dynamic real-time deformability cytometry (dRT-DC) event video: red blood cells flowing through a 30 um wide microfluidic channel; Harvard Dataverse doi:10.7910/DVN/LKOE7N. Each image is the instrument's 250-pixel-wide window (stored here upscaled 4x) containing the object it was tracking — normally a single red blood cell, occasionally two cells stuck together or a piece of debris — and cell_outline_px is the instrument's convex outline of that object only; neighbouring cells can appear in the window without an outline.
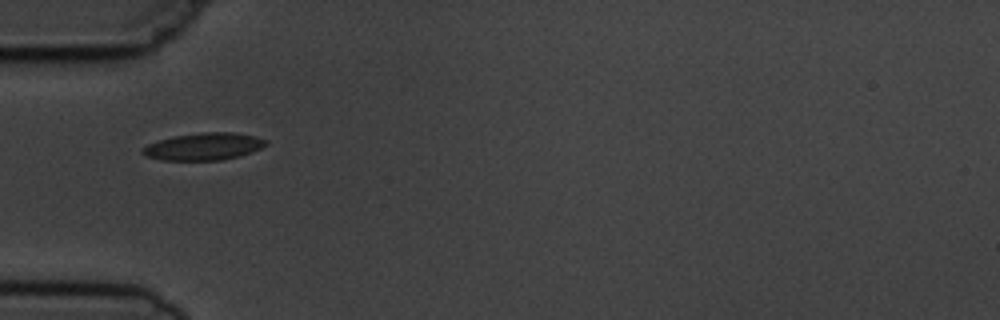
{"species": "common noctule bat (a hibernating species)", "species_latin": "Nyctalus noctula", "temperature_condition": "cold", "stored_images_in_passage": 2, "camera_frame_rate_fps": 3000, "um_per_image_px": 0.085, "animal": {"sex": "male", "body_mass_g": 19.5, "forearm_length_mm": 54.6}, "frame": {"image": 1, "passage_image": 1, "time_ms": 0.0, "image_size_px": [1000, 320], "cell_outline_px": [[268, 144], [252, 152], [240, 156], [220, 160], [160, 160], [144, 156], [140, 152], [140, 148], [148, 144], [172, 136], [204, 132], [236, 132], [268, 140]], "centroid_in_image_um": [17.28, 12.46], "position_along_channel_um": 67.7, "area_um2": 19.71}}
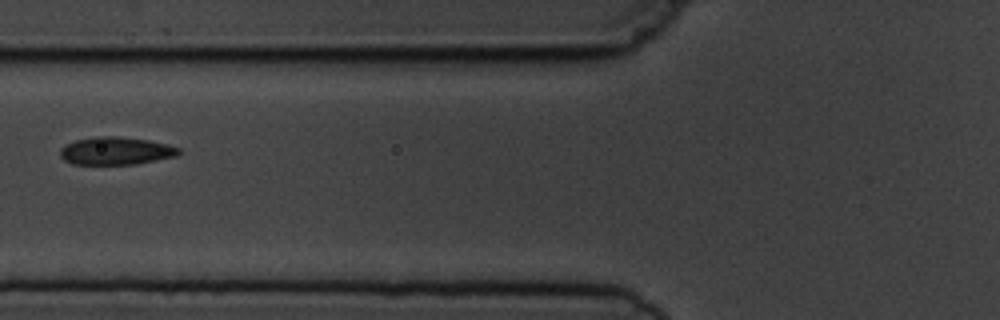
{"frame": {"image": 2, "passage_image": 2, "time_ms": 1.333, "image_size_px": [1000, 320], "cell_outline_px": [[180, 152], [176, 156], [136, 164], [72, 164], [64, 160], [60, 156], [60, 148], [64, 144], [76, 140], [96, 136], [116, 136], [148, 140], [168, 144], [180, 148]], "centroid_in_image_um": [9.82, 12.82], "position_along_channel_um": 116.0, "area_um2": 19.25}}